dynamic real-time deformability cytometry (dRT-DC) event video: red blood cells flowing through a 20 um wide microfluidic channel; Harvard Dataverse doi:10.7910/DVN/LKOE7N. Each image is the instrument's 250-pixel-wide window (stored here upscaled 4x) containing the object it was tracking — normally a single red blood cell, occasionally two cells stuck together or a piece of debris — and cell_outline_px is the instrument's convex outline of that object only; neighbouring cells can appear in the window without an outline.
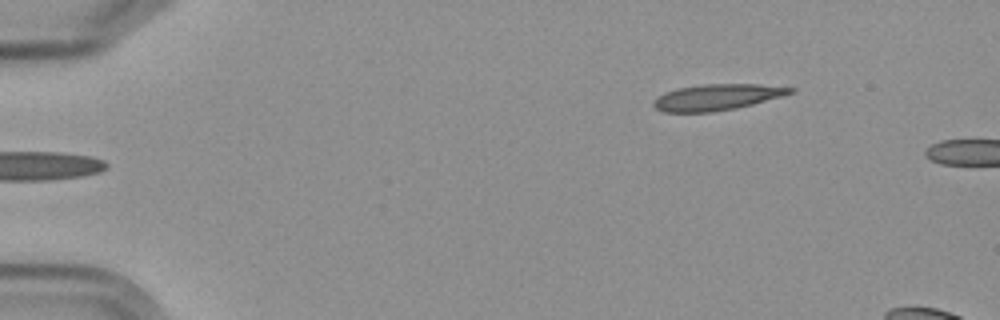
{"species": "Egyptian fruit bat (a non-hibernating species)", "species_latin": "Rousettus aegyptiacus", "temperature_condition": "cold", "stored_images_in_passage": 6, "camera_frame_rate_fps": 3000, "um_per_image_px": 0.085, "frame": {"image": 1, "passage_image": 6, "time_ms": 5.667, "image_size_px": [1000, 320], "cell_outline_px": [[796, 88], [792, 92], [780, 96], [752, 104], [736, 108], [712, 112], [664, 112], [656, 108], [652, 104], [664, 92], [676, 88], [704, 84], [756, 84]], "centroid_in_image_um": [60.91, 8.26], "position_along_channel_um": 24.1, "area_um2": 20.46}}